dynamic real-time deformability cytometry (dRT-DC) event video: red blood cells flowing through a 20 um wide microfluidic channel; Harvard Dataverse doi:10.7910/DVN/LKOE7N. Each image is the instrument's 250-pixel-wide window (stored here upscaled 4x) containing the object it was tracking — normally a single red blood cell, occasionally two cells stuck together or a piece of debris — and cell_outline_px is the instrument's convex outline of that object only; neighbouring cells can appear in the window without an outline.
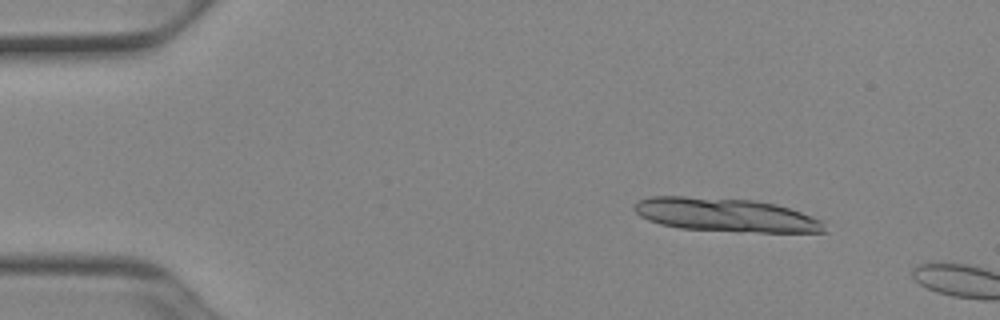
{"species": "Egyptian fruit bat (a non-hibernating species)", "species_latin": "Rousettus aegyptiacus", "temperature_condition": "cold", "stored_images_in_passage": 10, "camera_frame_rate_fps": 3000, "um_per_image_px": 0.085, "animal": {"sex": "female"}, "frame": {"image": 1, "passage_image": 7, "time_ms": 2.0, "image_size_px": [1000, 320], "cell_outline_px": [[828, 232], [736, 232], [680, 228], [660, 224], [648, 220], [640, 216], [632, 208], [640, 200], [652, 196], [684, 196], [752, 200], [776, 204], [824, 220]], "centroid_in_image_um": [61.71, 18.28], "position_along_channel_um": 23.3, "area_um2": 37.4}}